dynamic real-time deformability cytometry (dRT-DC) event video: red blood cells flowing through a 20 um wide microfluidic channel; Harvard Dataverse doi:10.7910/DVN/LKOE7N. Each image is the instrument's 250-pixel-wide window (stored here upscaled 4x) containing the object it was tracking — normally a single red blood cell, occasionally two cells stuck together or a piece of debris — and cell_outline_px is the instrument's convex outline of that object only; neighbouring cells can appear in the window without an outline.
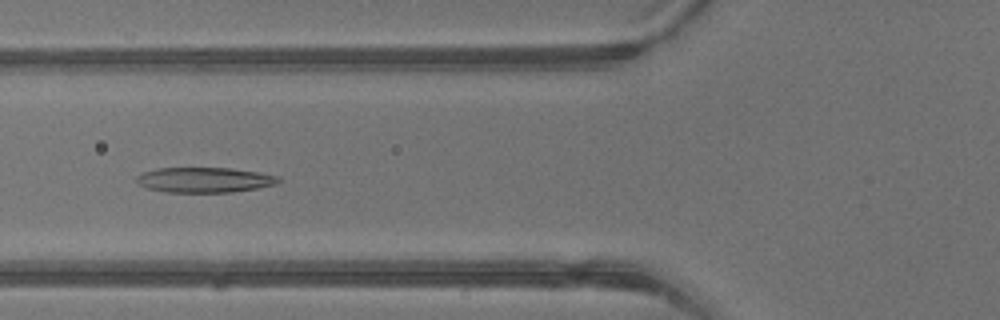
{"species": "common noctule bat (a hibernating species)", "species_latin": "Nyctalus noctula", "temperature_condition": "warm", "stored_images_in_passage": 5, "camera_frame_rate_fps": 3000, "um_per_image_px": 0.085, "animal": {"sex": "male", "body_mass_g": 13.3}, "frame": {"image": 1, "passage_image": 5, "time_ms": 1.333, "image_size_px": [1000, 320], "cell_outline_px": [[280, 180], [276, 184], [260, 188], [232, 192], [164, 192], [148, 188], [136, 184], [136, 176], [144, 172], [156, 168], [228, 168], [260, 172], [280, 176]], "centroid_in_image_um": [17.39, 15.29], "position_along_channel_um": 108.4, "area_um2": 20.98}}